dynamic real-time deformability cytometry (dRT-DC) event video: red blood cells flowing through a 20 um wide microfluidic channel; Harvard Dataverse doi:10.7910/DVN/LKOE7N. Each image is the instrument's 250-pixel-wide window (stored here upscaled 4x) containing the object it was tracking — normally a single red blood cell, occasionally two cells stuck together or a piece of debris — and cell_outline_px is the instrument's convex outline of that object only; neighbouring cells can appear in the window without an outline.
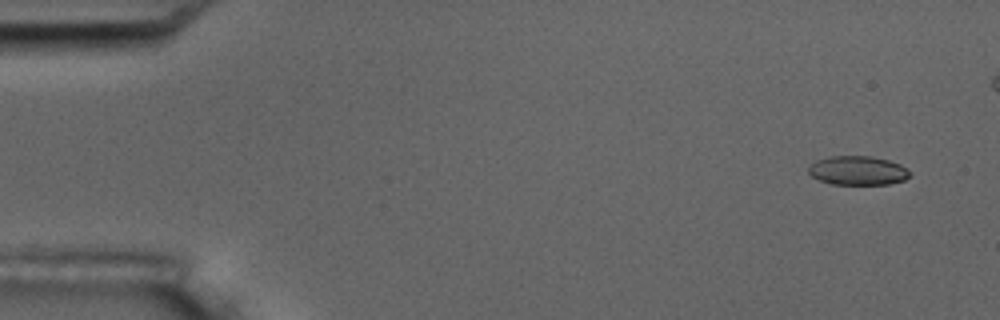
{"species": "common noctule bat (a hibernating species)", "species_latin": "Nyctalus noctula", "temperature_condition": "room temperature", "stored_images_in_passage": 6, "camera_frame_rate_fps": 3000, "um_per_image_px": 0.085, "animal": {"sex": "male", "body_mass_g": 17.5, "forearm_length_mm": 52.3}, "frame": {"image": 1, "passage_image": 1, "time_ms": 0.0, "image_size_px": [1000, 320], "cell_outline_px": [[908, 176], [904, 180], [888, 184], [832, 184], [820, 180], [812, 176], [808, 172], [808, 168], [816, 160], [832, 156], [872, 156], [888, 160], [900, 164], [908, 172]], "centroid_in_image_um": [72.88, 14.49], "position_along_channel_um": 12.1, "area_um2": 16.88}}